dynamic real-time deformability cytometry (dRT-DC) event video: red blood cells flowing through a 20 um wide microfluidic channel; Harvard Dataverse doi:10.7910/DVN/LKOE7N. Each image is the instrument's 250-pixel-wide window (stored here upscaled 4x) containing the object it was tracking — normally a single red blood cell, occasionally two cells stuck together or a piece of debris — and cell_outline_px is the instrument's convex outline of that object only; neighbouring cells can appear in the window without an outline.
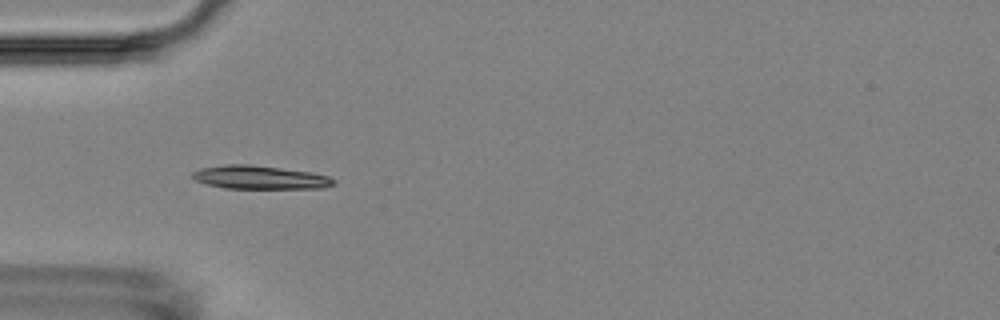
{"species": "Egyptian fruit bat (a non-hibernating species)", "species_latin": "Rousettus aegyptiacus", "temperature_condition": "room temperature", "stored_images_in_passage": 5, "camera_frame_rate_fps": 3000, "um_per_image_px": 0.085, "animal": {"sex": "female"}, "frame": {"image": 1, "passage_image": 2, "time_ms": 1.0, "image_size_px": [1000, 320], "cell_outline_px": [[336, 184], [324, 188], [224, 188], [208, 184], [196, 180], [192, 176], [192, 172], [200, 168], [228, 164], [248, 164], [312, 172], [328, 176], [336, 180]], "centroid_in_image_um": [22.12, 15.07], "position_along_channel_um": 62.9, "area_um2": 19.19}}
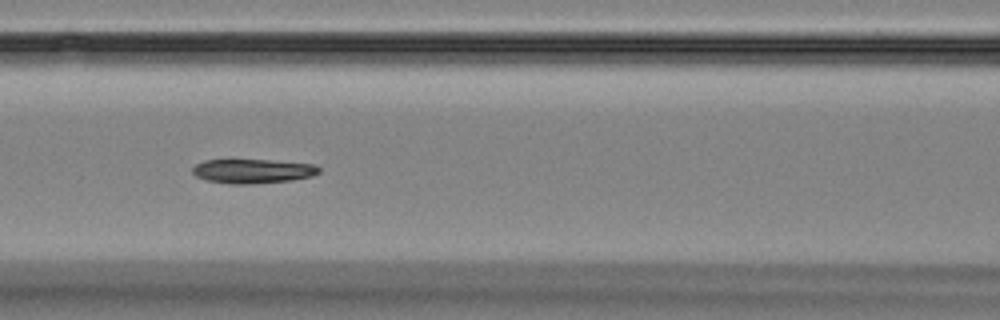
{"frame": {"image": 2, "passage_image": 4, "time_ms": 3.333, "image_size_px": [1000, 320], "cell_outline_px": [[320, 172], [312, 176], [292, 180], [252, 184], [228, 184], [208, 180], [196, 176], [192, 172], [192, 168], [196, 164], [204, 160], [268, 160], [316, 164], [320, 168]], "centroid_in_image_um": [21.5, 14.54], "position_along_channel_um": 145.1, "area_um2": 17.92}}
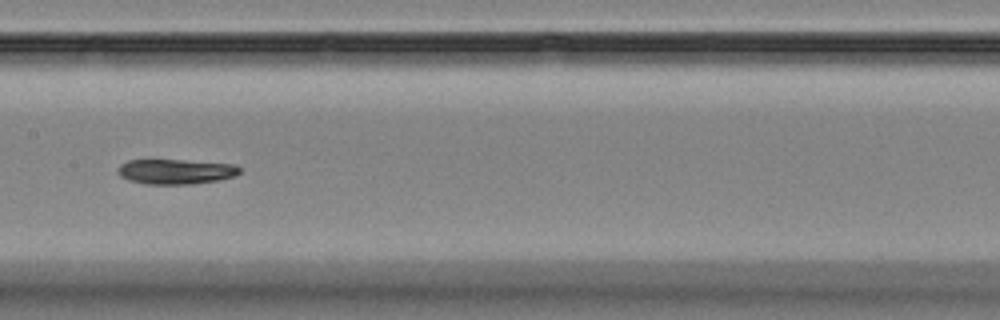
{"frame": {"image": 3, "passage_image": 5, "time_ms": 4.667, "image_size_px": [1000, 320], "cell_outline_px": [[240, 172], [236, 176], [216, 180], [192, 184], [144, 184], [128, 180], [120, 176], [116, 172], [116, 168], [120, 164], [128, 160], [184, 160], [236, 164], [240, 168]], "centroid_in_image_um": [14.9, 14.58], "position_along_channel_um": 192.5, "area_um2": 17.92}}